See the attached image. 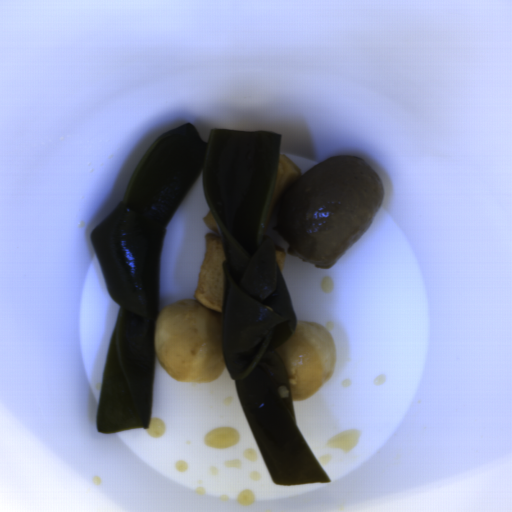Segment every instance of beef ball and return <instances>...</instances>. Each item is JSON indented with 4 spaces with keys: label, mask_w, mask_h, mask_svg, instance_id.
Instances as JSON below:
<instances>
[{
    "label": "beef ball",
    "mask_w": 512,
    "mask_h": 512,
    "mask_svg": "<svg viewBox=\"0 0 512 512\" xmlns=\"http://www.w3.org/2000/svg\"><path fill=\"white\" fill-rule=\"evenodd\" d=\"M384 198L383 181L368 162L346 154L329 157L282 192L273 229L288 254L328 268L371 227Z\"/></svg>",
    "instance_id": "obj_1"
}]
</instances>
